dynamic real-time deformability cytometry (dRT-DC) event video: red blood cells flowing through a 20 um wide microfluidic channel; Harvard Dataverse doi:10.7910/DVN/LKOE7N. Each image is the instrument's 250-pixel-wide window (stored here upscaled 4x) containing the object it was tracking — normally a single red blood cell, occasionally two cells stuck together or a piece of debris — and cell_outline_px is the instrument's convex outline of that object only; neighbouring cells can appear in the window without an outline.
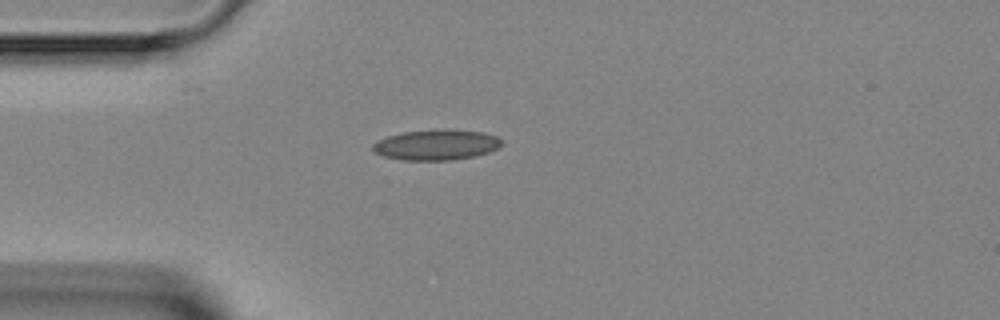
{"species": "Egyptian fruit bat (a non-hibernating species)", "species_latin": "Rousettus aegyptiacus", "temperature_condition": "room temperature", "stored_images_in_passage": 1, "camera_frame_rate_fps": 3000, "um_per_image_px": 0.085, "animal": {"sex": "female"}, "frame": {"image": 1, "passage_image": 1, "time_ms": 0.0, "image_size_px": [1000, 320], "cell_outline_px": [[500, 148], [476, 156], [452, 160], [400, 160], [384, 156], [376, 152], [372, 148], [372, 144], [376, 140], [388, 136], [404, 132], [444, 128], [484, 132], [496, 136], [500, 140]], "centroid_in_image_um": [37.09, 12.3], "position_along_channel_um": 47.9, "area_um2": 23.06}}